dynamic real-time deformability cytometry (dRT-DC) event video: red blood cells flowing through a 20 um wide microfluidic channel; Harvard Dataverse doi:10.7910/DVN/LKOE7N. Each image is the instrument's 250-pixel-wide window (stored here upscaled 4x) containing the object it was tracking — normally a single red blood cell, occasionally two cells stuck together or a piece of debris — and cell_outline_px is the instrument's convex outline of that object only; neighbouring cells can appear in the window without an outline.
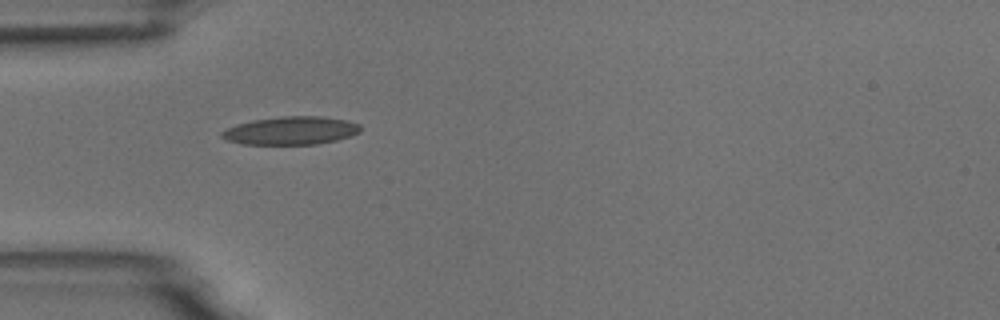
{"species": "common noctule bat (a hibernating species)", "species_latin": "Nyctalus noctula", "temperature_condition": "room temperature", "stored_images_in_passage": 4, "camera_frame_rate_fps": 3000, "um_per_image_px": 0.085, "animal": {"sex": "male", "body_mass_g": 18.8}, "frame": {"image": 1, "passage_image": 1, "time_ms": 0.0, "image_size_px": [1000, 320], "cell_outline_px": [[360, 132], [336, 140], [316, 144], [244, 144], [228, 140], [220, 136], [220, 132], [236, 124], [252, 120], [280, 116], [320, 116], [344, 120], [360, 124]], "centroid_in_image_um": [24.7, 11.09], "position_along_channel_um": 60.3, "area_um2": 22.54}}